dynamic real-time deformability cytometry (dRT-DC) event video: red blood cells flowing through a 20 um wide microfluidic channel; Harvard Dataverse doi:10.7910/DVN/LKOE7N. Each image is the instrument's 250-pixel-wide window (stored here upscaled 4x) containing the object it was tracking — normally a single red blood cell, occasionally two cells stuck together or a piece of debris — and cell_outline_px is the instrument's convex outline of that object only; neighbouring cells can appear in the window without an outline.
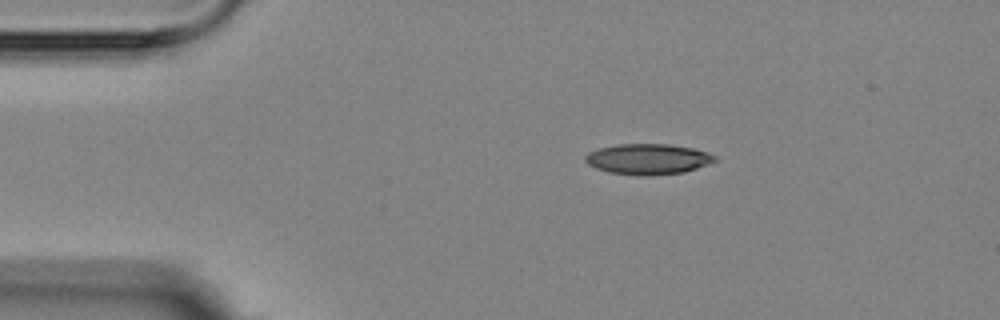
{"species": "Egyptian fruit bat (a non-hibernating species)", "species_latin": "Rousettus aegyptiacus", "temperature_condition": "room temperature", "stored_images_in_passage": 3, "camera_frame_rate_fps": 3000, "um_per_image_px": 0.085, "animal": {"sex": "female"}, "frame": {"image": 1, "passage_image": 1, "time_ms": 0.0, "image_size_px": [1000, 320], "cell_outline_px": [[716, 160], [696, 168], [684, 172], [608, 172], [596, 168], [588, 164], [584, 160], [584, 156], [588, 152], [596, 148], [616, 144], [668, 144], [692, 148], [708, 152], [716, 156]], "centroid_in_image_um": [55.03, 13.45], "position_along_channel_um": 30.0, "area_um2": 22.02}}
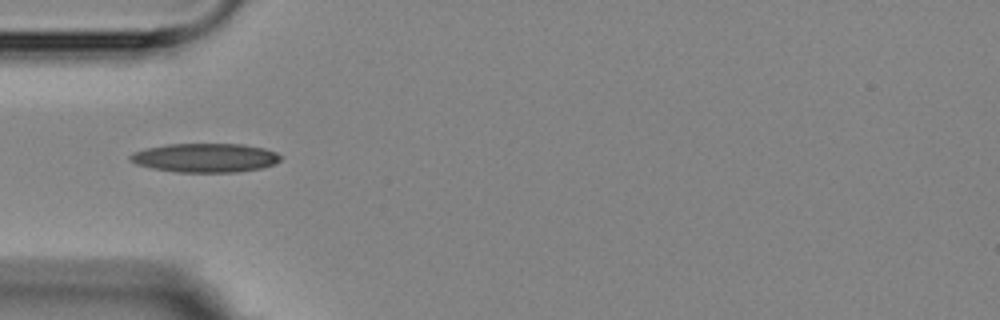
{"frame": {"image": 2, "passage_image": 3, "time_ms": 2.333, "image_size_px": [1000, 320], "cell_outline_px": [[280, 160], [276, 164], [264, 168], [236, 172], [176, 172], [152, 168], [136, 164], [128, 160], [128, 156], [132, 152], [144, 148], [168, 144], [244, 144], [264, 148], [276, 152], [280, 156]], "centroid_in_image_um": [17.42, 13.41], "position_along_channel_um": 67.6, "area_um2": 25.66}}